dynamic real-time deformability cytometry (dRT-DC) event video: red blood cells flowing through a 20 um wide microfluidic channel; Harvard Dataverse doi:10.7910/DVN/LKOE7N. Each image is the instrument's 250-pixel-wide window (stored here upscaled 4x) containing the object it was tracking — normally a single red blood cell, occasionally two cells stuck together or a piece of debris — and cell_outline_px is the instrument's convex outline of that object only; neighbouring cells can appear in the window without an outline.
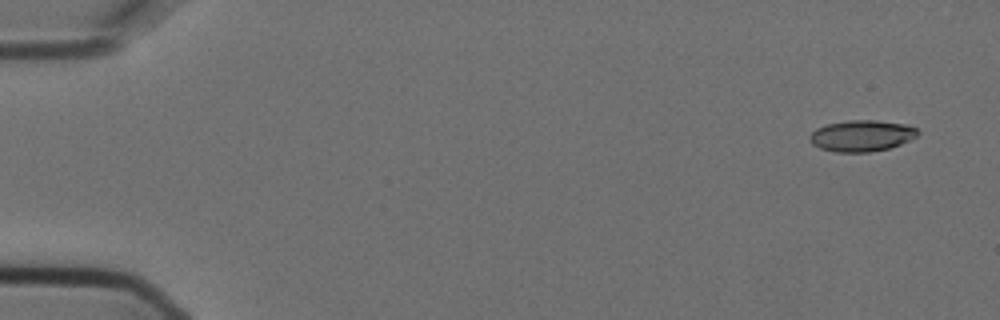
{"species": "Egyptian fruit bat (a non-hibernating species)", "species_latin": "Rousettus aegyptiacus", "temperature_condition": "cold", "stored_images_in_passage": 6, "camera_frame_rate_fps": 3000, "um_per_image_px": 0.085, "animal": {"sex": "female"}, "frame": {"image": 1, "passage_image": 1, "time_ms": 0.0, "image_size_px": [1000, 320], "cell_outline_px": [[920, 132], [916, 136], [900, 144], [888, 148], [868, 152], [836, 152], [820, 148], [812, 144], [808, 136], [816, 128], [828, 124], [848, 120], [876, 120], [904, 124], [916, 128]], "centroid_in_image_um": [73.21, 11.53], "position_along_channel_um": 11.8, "area_um2": 19.54}}
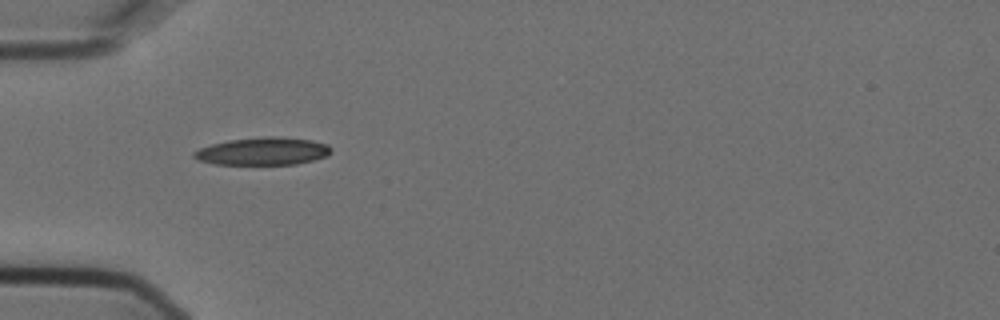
{"frame": {"image": 2, "passage_image": 5, "time_ms": 1.333, "image_size_px": [1000, 320], "cell_outline_px": [[332, 152], [328, 156], [296, 164], [212, 164], [200, 160], [192, 156], [192, 152], [200, 148], [212, 144], [228, 140], [268, 136], [276, 136], [312, 140], [328, 144], [332, 148]], "centroid_in_image_um": [22.37, 12.85], "position_along_channel_um": 62.6, "area_um2": 22.14}}
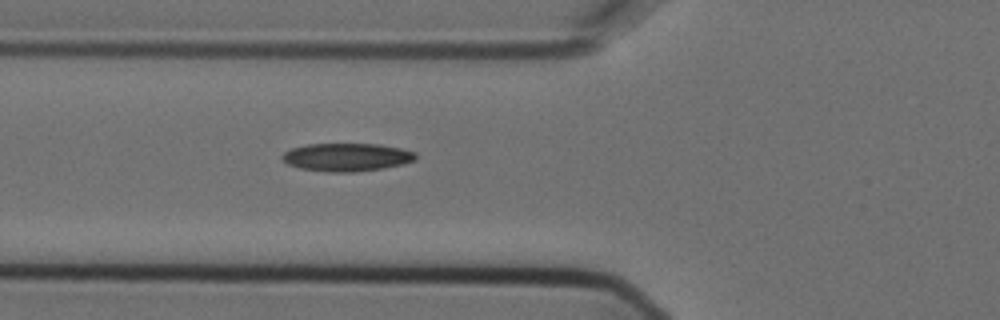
{"frame": {"image": 3, "passage_image": 6, "time_ms": 1.667, "image_size_px": [1000, 320], "cell_outline_px": [[416, 160], [384, 168], [352, 172], [328, 172], [300, 168], [288, 164], [280, 156], [284, 152], [292, 148], [308, 144], [380, 144], [400, 148], [416, 152]], "centroid_in_image_um": [29.47, 13.35], "position_along_channel_um": 96.3, "area_um2": 21.73}}